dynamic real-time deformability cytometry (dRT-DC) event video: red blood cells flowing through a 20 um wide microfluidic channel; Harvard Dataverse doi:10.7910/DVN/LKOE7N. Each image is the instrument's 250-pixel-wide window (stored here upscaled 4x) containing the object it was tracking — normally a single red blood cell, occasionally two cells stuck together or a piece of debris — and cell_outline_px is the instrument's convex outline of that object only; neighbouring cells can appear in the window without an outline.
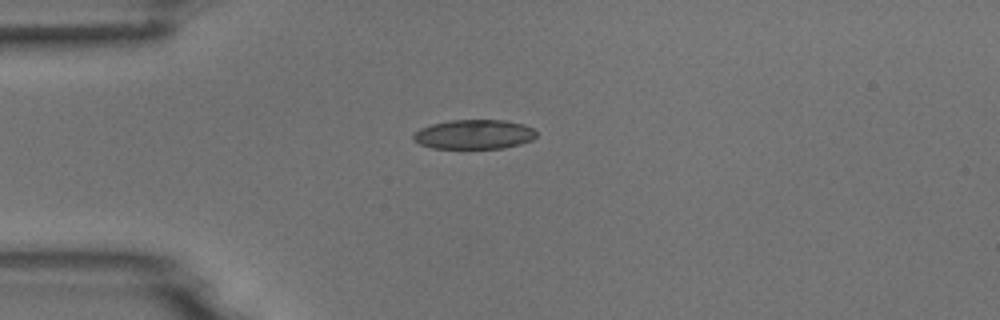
{"species": "common noctule bat (a hibernating species)", "species_latin": "Nyctalus noctula", "temperature_condition": "room temperature", "stored_images_in_passage": 1, "camera_frame_rate_fps": 3000, "um_per_image_px": 0.085, "animal": {"sex": "male", "body_mass_g": 18.8}, "frame": {"image": 1, "passage_image": 1, "time_ms": 0.0, "image_size_px": [1000, 320], "cell_outline_px": [[536, 136], [532, 140], [520, 144], [504, 148], [432, 148], [420, 144], [412, 140], [412, 136], [420, 128], [432, 124], [448, 120], [504, 120], [524, 124], [532, 128], [536, 132]], "centroid_in_image_um": [40.29, 11.42], "position_along_channel_um": 44.7, "area_um2": 21.15}}